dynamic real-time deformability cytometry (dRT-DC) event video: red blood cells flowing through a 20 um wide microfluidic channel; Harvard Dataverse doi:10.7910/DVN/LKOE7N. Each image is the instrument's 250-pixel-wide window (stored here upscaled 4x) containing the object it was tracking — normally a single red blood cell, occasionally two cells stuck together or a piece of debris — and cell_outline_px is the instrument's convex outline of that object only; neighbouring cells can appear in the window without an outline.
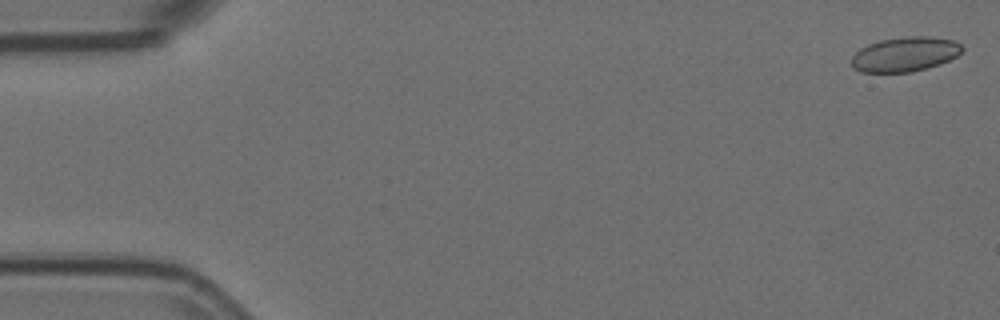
{"species": "Egyptian fruit bat (a non-hibernating species)", "species_latin": "Rousettus aegyptiacus", "temperature_condition": "room temperature", "stored_images_in_passage": 56, "camera_frame_rate_fps": 3000, "um_per_image_px": 0.085, "animal": {"sex": "female"}, "frame": {"image": 1, "passage_image": 2, "time_ms": 0.333, "image_size_px": [1000, 320], "cell_outline_px": [[964, 48], [956, 56], [940, 64], [912, 72], [860, 72], [852, 64], [852, 56], [860, 48], [868, 44], [880, 40], [904, 36], [928, 36], [956, 40]], "centroid_in_image_um": [76.94, 4.6], "position_along_channel_um": 8.1, "area_um2": 22.31}}
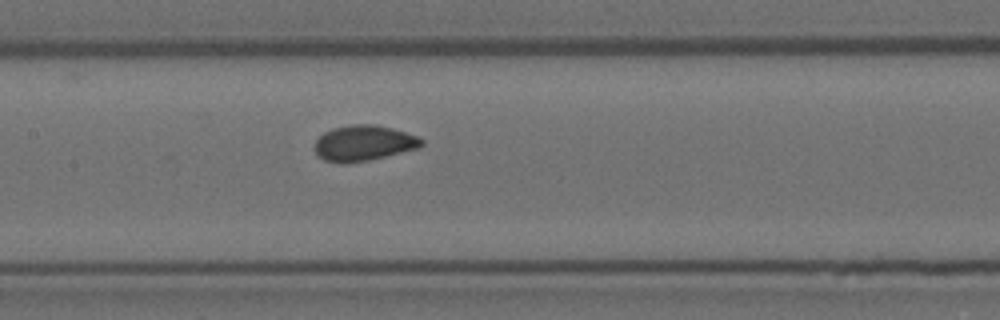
{"frame": {"image": 2, "passage_image": 27, "time_ms": 8.667, "image_size_px": [1000, 320], "cell_outline_px": [[424, 144], [416, 148], [368, 160], [344, 164], [340, 164], [324, 160], [316, 152], [316, 140], [324, 132], [332, 128], [352, 124], [376, 124], [392, 128], [416, 136], [424, 140]], "centroid_in_image_um": [30.89, 12.15], "position_along_channel_um": 176.5, "area_um2": 21.91}}
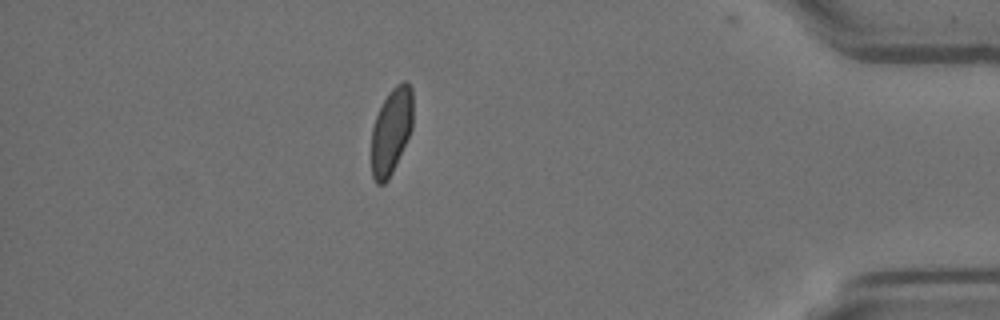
{"frame": {"image": 3, "passage_image": 49, "time_ms": 16.0, "image_size_px": [1000, 320], "cell_outline_px": [[412, 128], [396, 164], [388, 180], [384, 184], [376, 184], [372, 176], [372, 128], [376, 116], [388, 92], [396, 84], [404, 80], [412, 88]], "centroid_in_image_um": [33.25, 11.13], "position_along_channel_um": 401.9, "area_um2": 20.69}, "authors_computed_cell_mechanics": {"area_um2": 21.7328, "velocity_mm_per_s": 3.6868, "shape_relaxation_time_tau1_ms": 4.9534, "shape_relaxation_time_tau2_ms": null, "deformation_change_tau1": 0.0893, "deformation_change_tau2": null}}